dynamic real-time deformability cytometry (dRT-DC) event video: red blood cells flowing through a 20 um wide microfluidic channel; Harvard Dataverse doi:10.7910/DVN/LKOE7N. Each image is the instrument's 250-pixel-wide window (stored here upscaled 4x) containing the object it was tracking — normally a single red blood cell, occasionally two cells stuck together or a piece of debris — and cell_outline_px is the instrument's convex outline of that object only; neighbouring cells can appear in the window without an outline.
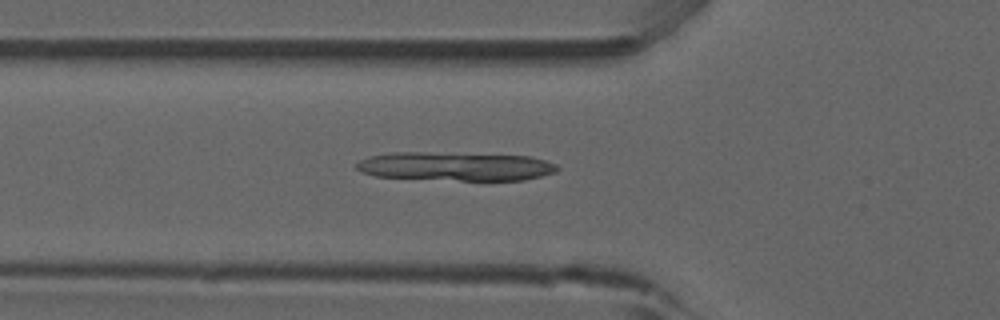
{"species": "common noctule bat (a hibernating species)", "species_latin": "Nyctalus noctula", "temperature_condition": "room temperature", "stored_images_in_passage": 34, "camera_frame_rate_fps": 3000, "um_per_image_px": 0.085, "animal": {"sex": "male", "forearm_length_mm": 52.5}, "frame": {"image": 1, "passage_image": 9, "time_ms": 2.667, "image_size_px": [1000, 320], "cell_outline_px": [[560, 168], [556, 172], [524, 180], [460, 180], [376, 176], [360, 172], [356, 168], [356, 164], [360, 160], [368, 156], [392, 152], [424, 152], [528, 156], [544, 160], [556, 164]], "centroid_in_image_um": [38.7, 14.13], "position_along_channel_um": 87.1, "area_um2": 33.41}}
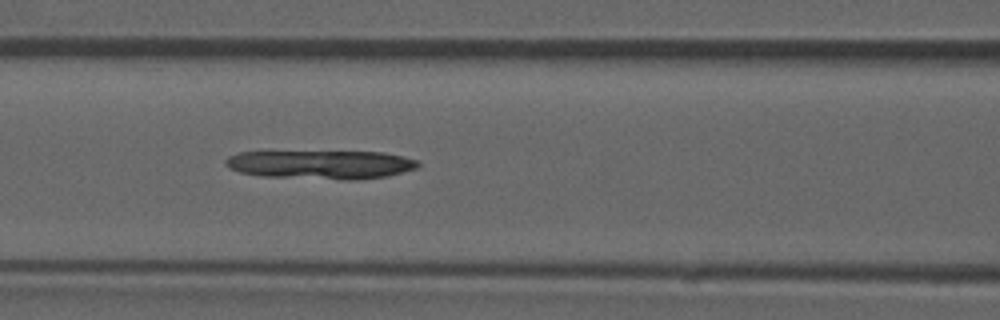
{"frame": {"image": 2, "passage_image": 13, "time_ms": 4.0, "image_size_px": [1000, 320], "cell_outline_px": [[420, 168], [388, 176], [356, 180], [344, 180], [260, 176], [240, 172], [228, 168], [224, 164], [224, 160], [228, 156], [240, 152], [384, 152], [404, 156], [416, 160], [420, 164]], "centroid_in_image_um": [27.3, 14.0], "position_along_channel_um": 139.3, "area_um2": 32.54}}